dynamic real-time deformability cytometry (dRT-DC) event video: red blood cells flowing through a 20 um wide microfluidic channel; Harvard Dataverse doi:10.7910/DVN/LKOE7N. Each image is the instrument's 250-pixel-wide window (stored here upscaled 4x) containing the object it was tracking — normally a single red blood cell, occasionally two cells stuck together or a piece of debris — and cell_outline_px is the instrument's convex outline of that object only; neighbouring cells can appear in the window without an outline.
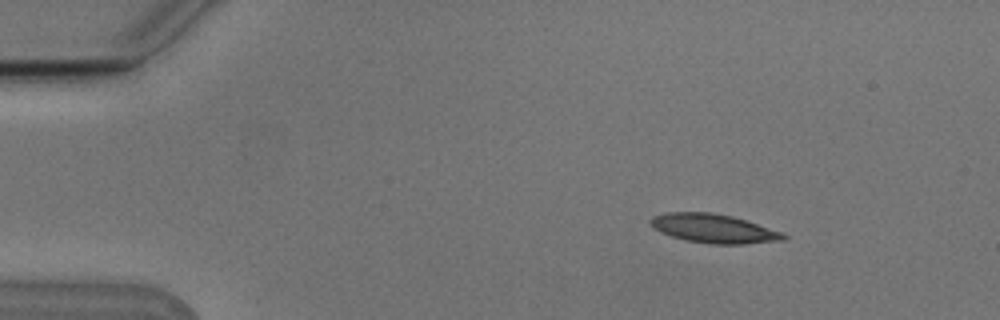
{"species": "Egyptian fruit bat (a non-hibernating species)", "species_latin": "Rousettus aegyptiacus", "temperature_condition": "cold", "stored_images_in_passage": 5, "camera_frame_rate_fps": 3000, "um_per_image_px": 0.085, "animal": {"sex": "male"}, "frame": {"image": 1, "passage_image": 2, "time_ms": 0.333, "image_size_px": [1000, 320], "cell_outline_px": [[788, 236], [784, 240], [744, 244], [708, 244], [684, 240], [660, 232], [652, 228], [648, 220], [652, 216], [668, 212], [712, 212], [732, 216], [780, 232]], "centroid_in_image_um": [60.58, 19.42], "position_along_channel_um": 24.4, "area_um2": 22.37}}